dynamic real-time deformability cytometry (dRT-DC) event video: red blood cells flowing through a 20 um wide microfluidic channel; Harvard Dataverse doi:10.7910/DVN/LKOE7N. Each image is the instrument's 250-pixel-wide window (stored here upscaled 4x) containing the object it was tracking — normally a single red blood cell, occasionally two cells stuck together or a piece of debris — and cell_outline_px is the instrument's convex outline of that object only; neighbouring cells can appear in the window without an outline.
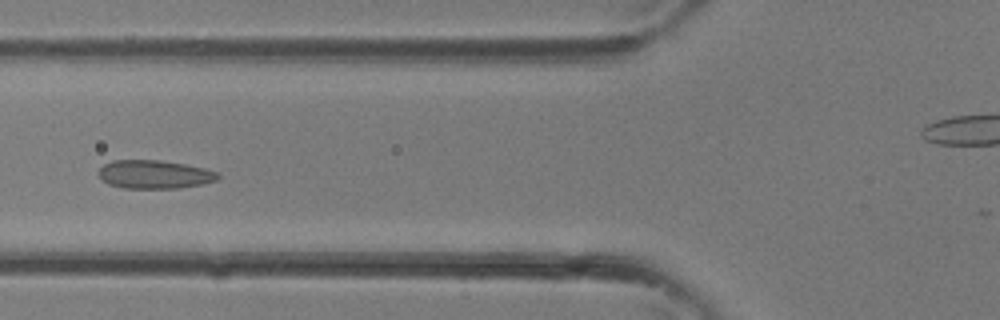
{"species": "common noctule bat (a hibernating species)", "species_latin": "Nyctalus noctula", "temperature_condition": "room temperature", "stored_images_in_passage": 35, "camera_frame_rate_fps": 3000, "um_per_image_px": 0.085, "animal": {"sex": "female"}, "frame": {"image": 1, "passage_image": 13, "time_ms": 4.0, "image_size_px": [1000, 320], "cell_outline_px": [[220, 176], [216, 180], [204, 184], [180, 188], [124, 188], [108, 184], [96, 172], [104, 164], [112, 160], [160, 160], [184, 164], [204, 168], [220, 172]], "centroid_in_image_um": [13.15, 14.82], "position_along_channel_um": 112.7, "area_um2": 19.88}}
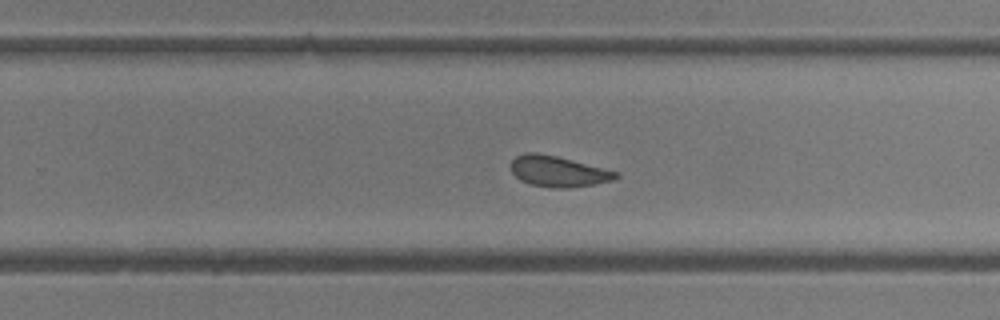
{"frame": {"image": 2, "passage_image": 22, "time_ms": 7.0, "image_size_px": [1000, 320], "cell_outline_px": [[620, 176], [612, 180], [592, 184], [568, 188], [552, 188], [532, 184], [520, 180], [512, 172], [512, 160], [516, 156], [524, 152], [536, 152], [556, 156], [620, 172]], "centroid_in_image_um": [47.45, 14.56], "position_along_channel_um": 282.4, "area_um2": 18.67}}
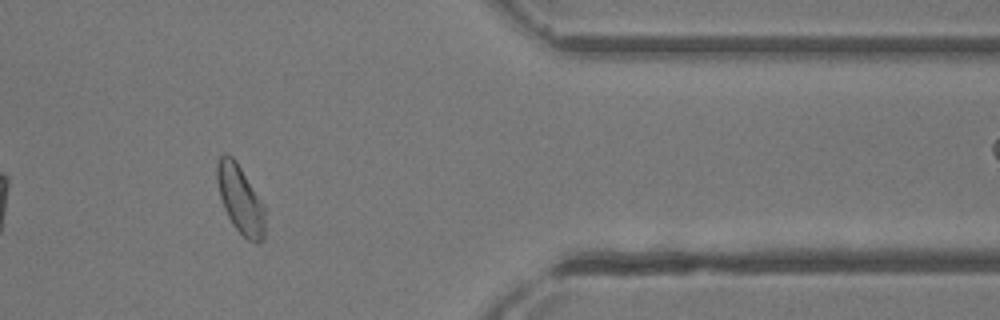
{"frame": {"image": 3, "passage_image": 29, "time_ms": 9.333, "image_size_px": [1000, 320], "cell_outline_px": [[268, 208], [264, 240], [256, 244], [248, 240], [232, 224], [224, 208], [220, 196], [216, 180], [216, 164], [220, 156], [224, 152], [228, 152], [236, 160]], "centroid_in_image_um": [20.48, 16.95], "position_along_channel_um": 390.9, "area_um2": 20.0}}